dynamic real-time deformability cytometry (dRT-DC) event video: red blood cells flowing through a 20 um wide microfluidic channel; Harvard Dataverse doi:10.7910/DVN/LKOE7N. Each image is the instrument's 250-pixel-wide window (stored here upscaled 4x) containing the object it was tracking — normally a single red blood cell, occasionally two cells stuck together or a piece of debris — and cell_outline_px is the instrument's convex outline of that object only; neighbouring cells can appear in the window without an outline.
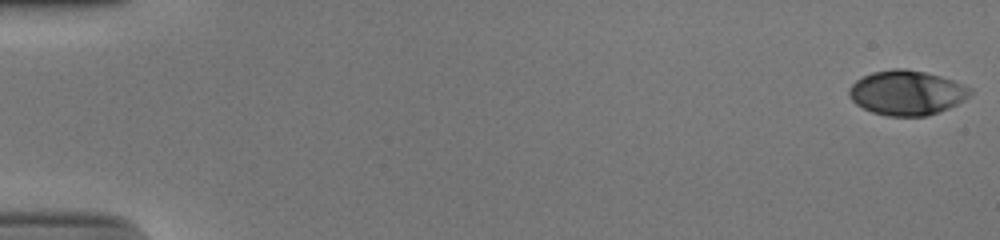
{"species": "human", "species_latin": "Homo sapiens", "temperature_condition": "cold", "stored_images_in_passage": 53, "camera_frame_rate_fps": 3000, "um_per_image_px": 0.085, "donor": {"sex": "male"}, "frame": {"image": 1, "passage_image": 1, "time_ms": 0.0, "image_size_px": [1000, 240], "cell_outline_px": [[972, 92], [964, 100], [948, 108], [928, 116], [888, 116], [872, 112], [856, 104], [848, 96], [848, 88], [856, 80], [872, 72], [892, 68], [904, 68], [924, 72], [940, 76], [952, 80], [972, 88]], "centroid_in_image_um": [77.05, 7.88], "position_along_channel_um": 7.9, "area_um2": 31.5}}
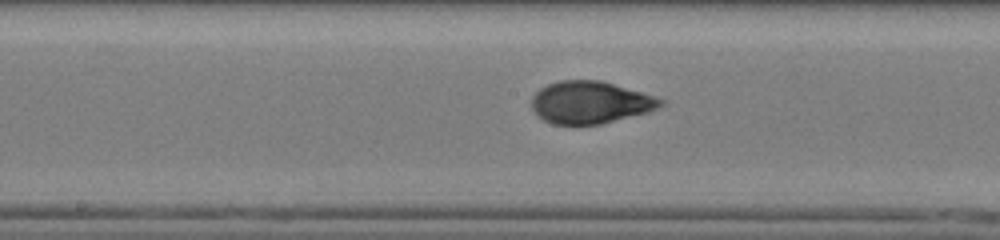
{"frame": {"image": 2, "passage_image": 29, "time_ms": 9.333, "image_size_px": [1000, 240], "cell_outline_px": [[664, 104], [648, 112], [600, 124], [552, 124], [544, 120], [532, 108], [532, 96], [540, 88], [548, 84], [560, 80], [600, 80], [656, 96], [664, 100]], "centroid_in_image_um": [50.18, 8.69], "position_along_channel_um": 198.0, "area_um2": 31.56}}
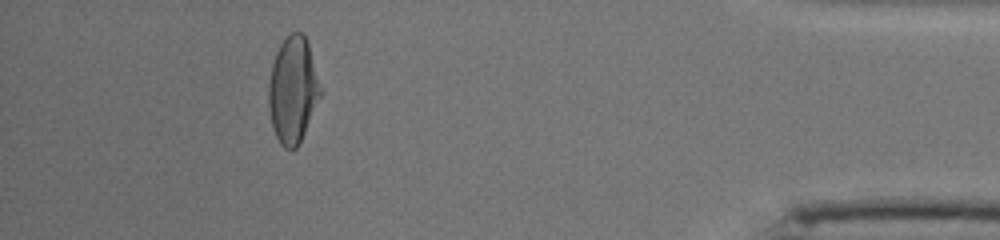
{"frame": {"image": 3, "passage_image": 49, "time_ms": 16.0, "image_size_px": [1000, 240], "cell_outline_px": [[324, 92], [296, 148], [292, 152], [284, 148], [280, 144], [272, 128], [268, 108], [268, 84], [272, 64], [276, 52], [280, 44], [292, 32], [304, 32]], "centroid_in_image_um": [24.9, 7.67], "position_along_channel_um": 410.3, "area_um2": 32.54}, "authors_computed_cell_mechanics": {"area_um2": 31.8478, "velocity_mm_per_s": 3.9066, "shape_relaxation_time_tau1_ms": 4.4179, "shape_relaxation_time_tau2_ms": 0.7447, "deformation_change_tau1": 0.195, "deformation_change_tau2": 0.0579}}